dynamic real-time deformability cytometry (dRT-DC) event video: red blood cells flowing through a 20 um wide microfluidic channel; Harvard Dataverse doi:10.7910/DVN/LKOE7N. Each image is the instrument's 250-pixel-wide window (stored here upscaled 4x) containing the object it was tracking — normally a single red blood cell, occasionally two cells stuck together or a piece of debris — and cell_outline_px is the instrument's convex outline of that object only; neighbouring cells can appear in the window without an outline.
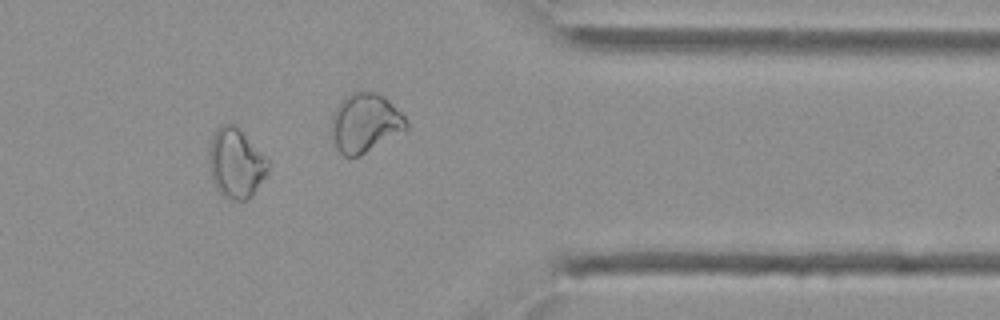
{"species": "Egyptian fruit bat (a non-hibernating species)", "species_latin": "Rousettus aegyptiacus", "temperature_condition": "cold", "stored_images_in_passage": 42, "camera_frame_rate_fps": 3000, "um_per_image_px": 0.085, "animal": {"sex": "female"}, "frame": {"image": 1, "passage_image": 36, "time_ms": 11.667, "image_size_px": [1000, 320], "cell_outline_px": [[268, 172], [252, 196], [244, 200], [236, 200], [224, 196], [216, 188], [212, 180], [208, 160], [208, 148], [212, 136], [216, 128], [220, 124], [232, 124], [268, 160]], "centroid_in_image_um": [20.0, 13.89], "position_along_channel_um": 391.4, "area_um2": 23.52}}